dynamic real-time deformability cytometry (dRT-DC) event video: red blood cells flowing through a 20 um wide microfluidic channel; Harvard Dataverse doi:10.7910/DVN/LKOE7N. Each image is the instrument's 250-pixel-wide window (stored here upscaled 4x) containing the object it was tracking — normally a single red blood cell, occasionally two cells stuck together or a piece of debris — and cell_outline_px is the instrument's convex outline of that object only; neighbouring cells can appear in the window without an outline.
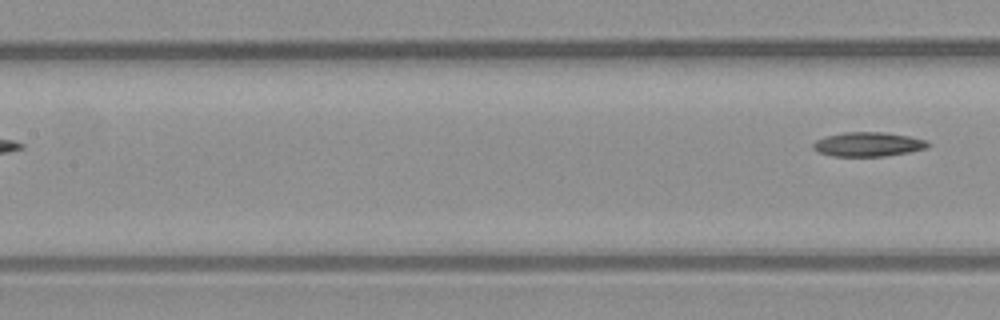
{"species": "common noctule bat (a hibernating species)", "species_latin": "Nyctalus noctula", "temperature_condition": "warm", "stored_images_in_passage": 6, "segment_of_instrument_passage": [2, 2], "camera_frame_rate_fps": 3000, "um_per_image_px": 0.085, "animal": {"sex": "male", "body_mass_g": 23.1, "forearm_length_mm": 52.7}, "frame": {"image": 1, "passage_image": 6, "time_ms": 6.0, "image_size_px": [1000, 320], "cell_outline_px": [[932, 144], [928, 148], [908, 152], [884, 156], [832, 156], [820, 152], [812, 148], [812, 144], [816, 140], [824, 136], [844, 132], [884, 132], [908, 136], [928, 140]], "centroid_in_image_um": [73.81, 12.26], "position_along_channel_um": 133.6, "area_um2": 16.36}}